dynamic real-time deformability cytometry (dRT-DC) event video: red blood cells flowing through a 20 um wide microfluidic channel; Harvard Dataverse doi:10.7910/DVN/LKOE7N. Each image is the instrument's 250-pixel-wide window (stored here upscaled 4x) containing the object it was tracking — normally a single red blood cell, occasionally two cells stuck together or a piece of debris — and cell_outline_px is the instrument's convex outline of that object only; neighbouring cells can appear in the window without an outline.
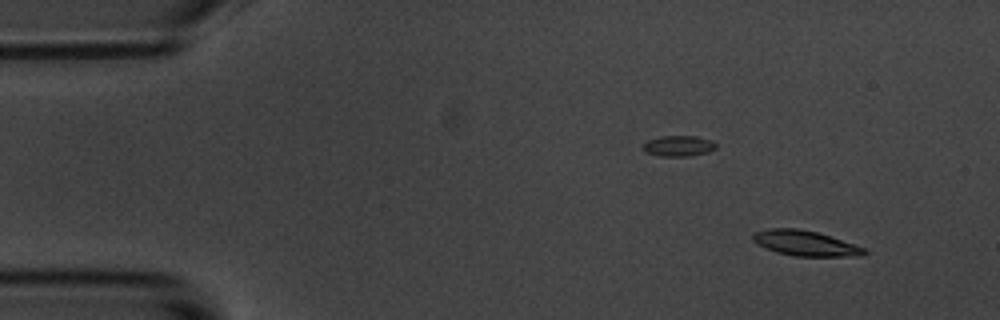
{"species": "common noctule bat (a hibernating species)", "species_latin": "Nyctalus noctula", "temperature_condition": "room temperature", "stored_images_in_passage": 8, "camera_frame_rate_fps": 3000, "um_per_image_px": 0.085, "animal": {"sex": "male", "body_mass_g": 20.1, "forearm_length_mm": 53.5}, "frame": {"image": 1, "passage_image": 1, "time_ms": 0.0, "image_size_px": [1000, 320], "cell_outline_px": [[868, 252], [860, 256], [792, 256], [776, 252], [756, 244], [752, 240], [752, 236], [756, 232], [768, 228], [796, 228], [816, 232], [864, 248]], "centroid_in_image_um": [68.38, 20.68], "position_along_channel_um": 16.6, "area_um2": 16.13}}
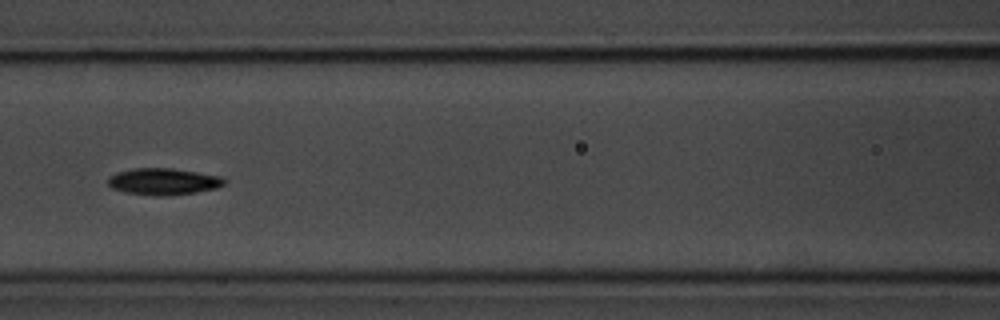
{"frame": {"image": 2, "passage_image": 7, "time_ms": 6.667, "image_size_px": [1000, 320], "cell_outline_px": [[224, 184], [216, 188], [196, 192], [160, 196], [152, 196], [124, 192], [112, 188], [108, 184], [108, 180], [112, 176], [120, 172], [136, 168], [172, 168], [220, 176], [224, 180]], "centroid_in_image_um": [13.88, 15.44], "position_along_channel_um": 152.7, "area_um2": 17.74}}
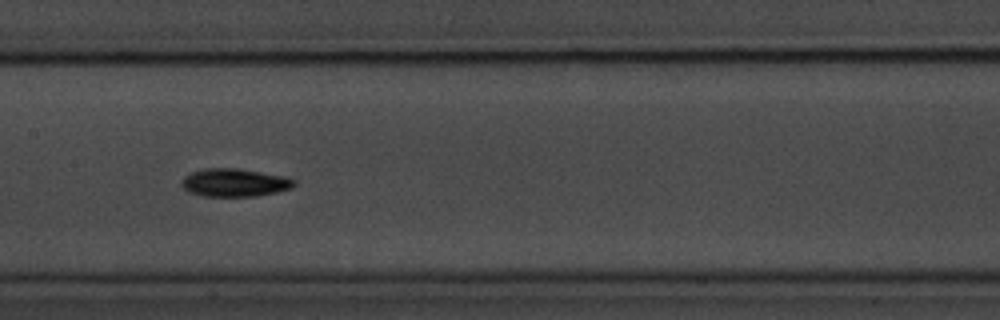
{"frame": {"image": 3, "passage_image": 8, "time_ms": 7.667, "image_size_px": [1000, 320], "cell_outline_px": [[296, 184], [292, 188], [276, 192], [256, 196], [200, 196], [188, 192], [180, 184], [180, 180], [184, 176], [192, 172], [204, 168], [236, 168], [284, 176], [296, 180]], "centroid_in_image_um": [19.91, 15.52], "position_along_channel_um": 187.5, "area_um2": 18.5}}